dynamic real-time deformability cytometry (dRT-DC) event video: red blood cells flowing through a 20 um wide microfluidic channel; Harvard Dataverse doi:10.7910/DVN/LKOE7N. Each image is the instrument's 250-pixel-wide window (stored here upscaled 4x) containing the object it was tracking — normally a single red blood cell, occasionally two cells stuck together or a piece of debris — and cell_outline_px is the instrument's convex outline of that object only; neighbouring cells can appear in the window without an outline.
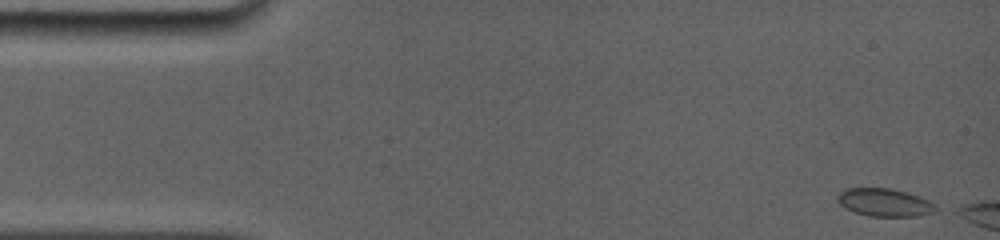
{"species": "common noctule bat (a hibernating species)", "species_latin": "Nyctalus noctula", "temperature_condition": "room temperature", "stored_images_in_passage": 80, "camera_frame_rate_fps": 5000, "um_per_image_px": 0.085, "animal": {"sex": "female", "body_mass_g": 19.0, "forearm_length_mm": 56.7}, "frame": {"image": 1, "passage_image": 1, "time_ms": 0.0, "image_size_px": [1000, 240], "cell_outline_px": [[944, 208], [936, 212], [916, 216], [868, 216], [844, 208], [836, 200], [836, 196], [844, 188], [892, 188], [908, 192], [928, 200]], "centroid_in_image_um": [75.24, 17.21], "position_along_channel_um": 9.8, "area_um2": 16.36}}
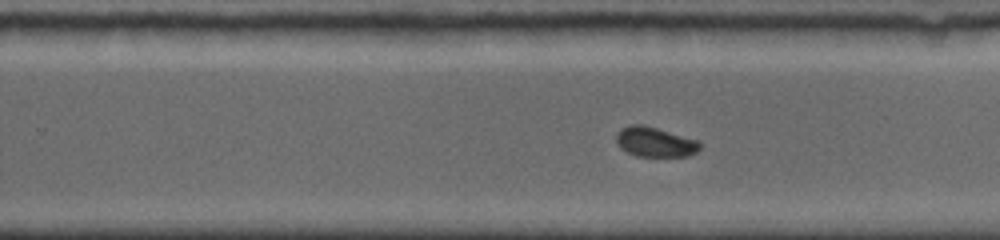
{"frame": {"image": 2, "passage_image": 44, "time_ms": 9.6, "image_size_px": [1000, 240], "cell_outline_px": [[700, 148], [696, 152], [688, 156], [636, 156], [620, 148], [616, 140], [616, 132], [620, 128], [632, 124], [644, 124], [700, 140]], "centroid_in_image_um": [55.67, 12.05], "position_along_channel_um": 274.1, "area_um2": 14.74}}
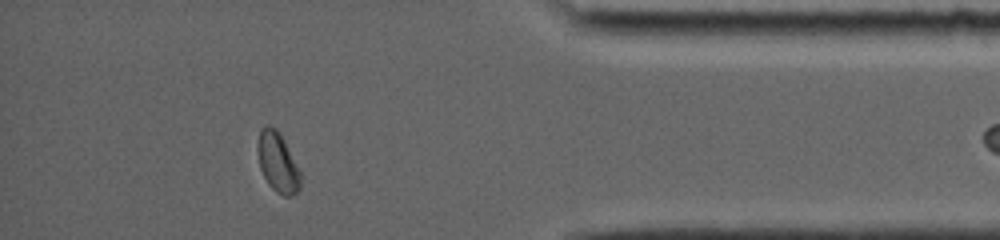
{"frame": {"image": 3, "passage_image": 68, "time_ms": 13.6, "image_size_px": [1000, 240], "cell_outline_px": [[300, 188], [292, 196], [284, 196], [276, 192], [268, 184], [260, 168], [256, 148], [260, 128], [264, 124], [268, 124], [276, 128], [280, 132], [300, 172]], "centroid_in_image_um": [23.57, 13.76], "position_along_channel_um": 411.6, "area_um2": 15.03}}